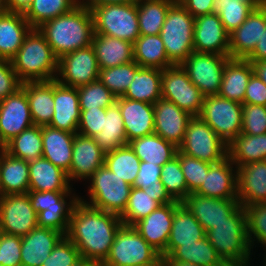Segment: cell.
Segmentation results:
<instances>
[{"instance_id": "1", "label": "cell", "mask_w": 266, "mask_h": 266, "mask_svg": "<svg viewBox=\"0 0 266 266\" xmlns=\"http://www.w3.org/2000/svg\"><path fill=\"white\" fill-rule=\"evenodd\" d=\"M122 224L120 216L79 200L72 210L65 236L77 247L81 257L101 265L108 257L115 234Z\"/></svg>"}, {"instance_id": "2", "label": "cell", "mask_w": 266, "mask_h": 266, "mask_svg": "<svg viewBox=\"0 0 266 266\" xmlns=\"http://www.w3.org/2000/svg\"><path fill=\"white\" fill-rule=\"evenodd\" d=\"M57 58L91 46L94 35L92 12L78 4L68 13L48 20L37 28Z\"/></svg>"}, {"instance_id": "3", "label": "cell", "mask_w": 266, "mask_h": 266, "mask_svg": "<svg viewBox=\"0 0 266 266\" xmlns=\"http://www.w3.org/2000/svg\"><path fill=\"white\" fill-rule=\"evenodd\" d=\"M10 61L22 83L49 81L57 76L58 58L38 29L29 32Z\"/></svg>"}, {"instance_id": "4", "label": "cell", "mask_w": 266, "mask_h": 266, "mask_svg": "<svg viewBox=\"0 0 266 266\" xmlns=\"http://www.w3.org/2000/svg\"><path fill=\"white\" fill-rule=\"evenodd\" d=\"M206 237L225 262H243L251 257L246 212L241 205L227 217L225 222L207 231Z\"/></svg>"}, {"instance_id": "5", "label": "cell", "mask_w": 266, "mask_h": 266, "mask_svg": "<svg viewBox=\"0 0 266 266\" xmlns=\"http://www.w3.org/2000/svg\"><path fill=\"white\" fill-rule=\"evenodd\" d=\"M101 266H163L161 255L129 225L119 228Z\"/></svg>"}, {"instance_id": "6", "label": "cell", "mask_w": 266, "mask_h": 266, "mask_svg": "<svg viewBox=\"0 0 266 266\" xmlns=\"http://www.w3.org/2000/svg\"><path fill=\"white\" fill-rule=\"evenodd\" d=\"M195 18L176 1L166 15L160 32L169 61L181 65L194 51Z\"/></svg>"}, {"instance_id": "7", "label": "cell", "mask_w": 266, "mask_h": 266, "mask_svg": "<svg viewBox=\"0 0 266 266\" xmlns=\"http://www.w3.org/2000/svg\"><path fill=\"white\" fill-rule=\"evenodd\" d=\"M90 202L79 200L96 209L120 216L128 202L132 186L113 173L105 164L88 179Z\"/></svg>"}, {"instance_id": "8", "label": "cell", "mask_w": 266, "mask_h": 266, "mask_svg": "<svg viewBox=\"0 0 266 266\" xmlns=\"http://www.w3.org/2000/svg\"><path fill=\"white\" fill-rule=\"evenodd\" d=\"M94 34L106 35L134 43L140 36L137 2L105 4L94 7Z\"/></svg>"}, {"instance_id": "9", "label": "cell", "mask_w": 266, "mask_h": 266, "mask_svg": "<svg viewBox=\"0 0 266 266\" xmlns=\"http://www.w3.org/2000/svg\"><path fill=\"white\" fill-rule=\"evenodd\" d=\"M227 145L199 116H193L178 150L201 161L216 164L228 157Z\"/></svg>"}, {"instance_id": "10", "label": "cell", "mask_w": 266, "mask_h": 266, "mask_svg": "<svg viewBox=\"0 0 266 266\" xmlns=\"http://www.w3.org/2000/svg\"><path fill=\"white\" fill-rule=\"evenodd\" d=\"M71 191L27 192L37 213L38 227L52 228L66 235L72 210L79 201V196H71ZM68 196L72 197L69 203L66 202Z\"/></svg>"}, {"instance_id": "11", "label": "cell", "mask_w": 266, "mask_h": 266, "mask_svg": "<svg viewBox=\"0 0 266 266\" xmlns=\"http://www.w3.org/2000/svg\"><path fill=\"white\" fill-rule=\"evenodd\" d=\"M199 117L227 144L241 134L242 103L218 94L206 96Z\"/></svg>"}, {"instance_id": "12", "label": "cell", "mask_w": 266, "mask_h": 266, "mask_svg": "<svg viewBox=\"0 0 266 266\" xmlns=\"http://www.w3.org/2000/svg\"><path fill=\"white\" fill-rule=\"evenodd\" d=\"M229 56L193 51L181 64L204 97L218 94Z\"/></svg>"}, {"instance_id": "13", "label": "cell", "mask_w": 266, "mask_h": 266, "mask_svg": "<svg viewBox=\"0 0 266 266\" xmlns=\"http://www.w3.org/2000/svg\"><path fill=\"white\" fill-rule=\"evenodd\" d=\"M161 93L162 98L175 103L191 116L200 115L204 96L191 82L181 65L162 70Z\"/></svg>"}, {"instance_id": "14", "label": "cell", "mask_w": 266, "mask_h": 266, "mask_svg": "<svg viewBox=\"0 0 266 266\" xmlns=\"http://www.w3.org/2000/svg\"><path fill=\"white\" fill-rule=\"evenodd\" d=\"M38 227L28 193L0 196V232L23 237Z\"/></svg>"}, {"instance_id": "15", "label": "cell", "mask_w": 266, "mask_h": 266, "mask_svg": "<svg viewBox=\"0 0 266 266\" xmlns=\"http://www.w3.org/2000/svg\"><path fill=\"white\" fill-rule=\"evenodd\" d=\"M99 71L94 49L89 46L59 58L55 80L65 86L77 88L98 80Z\"/></svg>"}, {"instance_id": "16", "label": "cell", "mask_w": 266, "mask_h": 266, "mask_svg": "<svg viewBox=\"0 0 266 266\" xmlns=\"http://www.w3.org/2000/svg\"><path fill=\"white\" fill-rule=\"evenodd\" d=\"M34 125L26 95V82L0 101V144L4 147L15 136Z\"/></svg>"}, {"instance_id": "17", "label": "cell", "mask_w": 266, "mask_h": 266, "mask_svg": "<svg viewBox=\"0 0 266 266\" xmlns=\"http://www.w3.org/2000/svg\"><path fill=\"white\" fill-rule=\"evenodd\" d=\"M266 29V1L259 3L246 20L229 34V57L246 59Z\"/></svg>"}, {"instance_id": "18", "label": "cell", "mask_w": 266, "mask_h": 266, "mask_svg": "<svg viewBox=\"0 0 266 266\" xmlns=\"http://www.w3.org/2000/svg\"><path fill=\"white\" fill-rule=\"evenodd\" d=\"M207 232L215 225L225 222L239 206L238 199H218L190 193L181 202Z\"/></svg>"}, {"instance_id": "19", "label": "cell", "mask_w": 266, "mask_h": 266, "mask_svg": "<svg viewBox=\"0 0 266 266\" xmlns=\"http://www.w3.org/2000/svg\"><path fill=\"white\" fill-rule=\"evenodd\" d=\"M181 202L174 200L165 205H160L147 217L136 222L133 227L144 240L151 245L161 257H165V249L170 236L175 208Z\"/></svg>"}, {"instance_id": "20", "label": "cell", "mask_w": 266, "mask_h": 266, "mask_svg": "<svg viewBox=\"0 0 266 266\" xmlns=\"http://www.w3.org/2000/svg\"><path fill=\"white\" fill-rule=\"evenodd\" d=\"M153 107L154 133L179 147L183 142L187 124L193 116L164 98L158 99Z\"/></svg>"}, {"instance_id": "21", "label": "cell", "mask_w": 266, "mask_h": 266, "mask_svg": "<svg viewBox=\"0 0 266 266\" xmlns=\"http://www.w3.org/2000/svg\"><path fill=\"white\" fill-rule=\"evenodd\" d=\"M193 34L195 52L229 56V34L216 13L195 17Z\"/></svg>"}, {"instance_id": "22", "label": "cell", "mask_w": 266, "mask_h": 266, "mask_svg": "<svg viewBox=\"0 0 266 266\" xmlns=\"http://www.w3.org/2000/svg\"><path fill=\"white\" fill-rule=\"evenodd\" d=\"M105 152L98 146L93 137L75 133L73 140L72 161L67 177L89 179L97 169L104 165Z\"/></svg>"}, {"instance_id": "23", "label": "cell", "mask_w": 266, "mask_h": 266, "mask_svg": "<svg viewBox=\"0 0 266 266\" xmlns=\"http://www.w3.org/2000/svg\"><path fill=\"white\" fill-rule=\"evenodd\" d=\"M54 114L49 126L77 133L80 121L78 89L65 86L53 79Z\"/></svg>"}, {"instance_id": "24", "label": "cell", "mask_w": 266, "mask_h": 266, "mask_svg": "<svg viewBox=\"0 0 266 266\" xmlns=\"http://www.w3.org/2000/svg\"><path fill=\"white\" fill-rule=\"evenodd\" d=\"M237 199L246 207L266 202V160L237 167Z\"/></svg>"}, {"instance_id": "25", "label": "cell", "mask_w": 266, "mask_h": 266, "mask_svg": "<svg viewBox=\"0 0 266 266\" xmlns=\"http://www.w3.org/2000/svg\"><path fill=\"white\" fill-rule=\"evenodd\" d=\"M127 141L154 133L153 104L117 97Z\"/></svg>"}, {"instance_id": "26", "label": "cell", "mask_w": 266, "mask_h": 266, "mask_svg": "<svg viewBox=\"0 0 266 266\" xmlns=\"http://www.w3.org/2000/svg\"><path fill=\"white\" fill-rule=\"evenodd\" d=\"M233 165L228 157L212 164L195 193L218 199H237V168Z\"/></svg>"}, {"instance_id": "27", "label": "cell", "mask_w": 266, "mask_h": 266, "mask_svg": "<svg viewBox=\"0 0 266 266\" xmlns=\"http://www.w3.org/2000/svg\"><path fill=\"white\" fill-rule=\"evenodd\" d=\"M65 235L55 229L36 227L21 237V266H42Z\"/></svg>"}, {"instance_id": "28", "label": "cell", "mask_w": 266, "mask_h": 266, "mask_svg": "<svg viewBox=\"0 0 266 266\" xmlns=\"http://www.w3.org/2000/svg\"><path fill=\"white\" fill-rule=\"evenodd\" d=\"M74 137L75 133L49 125L42 126V157L68 173L72 161Z\"/></svg>"}, {"instance_id": "29", "label": "cell", "mask_w": 266, "mask_h": 266, "mask_svg": "<svg viewBox=\"0 0 266 266\" xmlns=\"http://www.w3.org/2000/svg\"><path fill=\"white\" fill-rule=\"evenodd\" d=\"M206 237V231L194 215L180 203L174 210L170 236L165 249L169 256L177 247L183 244H195Z\"/></svg>"}, {"instance_id": "30", "label": "cell", "mask_w": 266, "mask_h": 266, "mask_svg": "<svg viewBox=\"0 0 266 266\" xmlns=\"http://www.w3.org/2000/svg\"><path fill=\"white\" fill-rule=\"evenodd\" d=\"M29 191H70L67 173L41 157L28 162Z\"/></svg>"}, {"instance_id": "31", "label": "cell", "mask_w": 266, "mask_h": 266, "mask_svg": "<svg viewBox=\"0 0 266 266\" xmlns=\"http://www.w3.org/2000/svg\"><path fill=\"white\" fill-rule=\"evenodd\" d=\"M94 49L99 69L111 68L134 61L133 43L119 38L94 34Z\"/></svg>"}, {"instance_id": "32", "label": "cell", "mask_w": 266, "mask_h": 266, "mask_svg": "<svg viewBox=\"0 0 266 266\" xmlns=\"http://www.w3.org/2000/svg\"><path fill=\"white\" fill-rule=\"evenodd\" d=\"M32 29L24 13L8 11L0 15V58L11 60Z\"/></svg>"}, {"instance_id": "33", "label": "cell", "mask_w": 266, "mask_h": 266, "mask_svg": "<svg viewBox=\"0 0 266 266\" xmlns=\"http://www.w3.org/2000/svg\"><path fill=\"white\" fill-rule=\"evenodd\" d=\"M253 73V65L250 61L230 58L224 66L218 95L244 104L246 87Z\"/></svg>"}, {"instance_id": "34", "label": "cell", "mask_w": 266, "mask_h": 266, "mask_svg": "<svg viewBox=\"0 0 266 266\" xmlns=\"http://www.w3.org/2000/svg\"><path fill=\"white\" fill-rule=\"evenodd\" d=\"M0 190L1 196L29 191L28 162L11 156L4 149H0Z\"/></svg>"}, {"instance_id": "35", "label": "cell", "mask_w": 266, "mask_h": 266, "mask_svg": "<svg viewBox=\"0 0 266 266\" xmlns=\"http://www.w3.org/2000/svg\"><path fill=\"white\" fill-rule=\"evenodd\" d=\"M26 95L34 125H49L54 114L53 80L26 82Z\"/></svg>"}, {"instance_id": "36", "label": "cell", "mask_w": 266, "mask_h": 266, "mask_svg": "<svg viewBox=\"0 0 266 266\" xmlns=\"http://www.w3.org/2000/svg\"><path fill=\"white\" fill-rule=\"evenodd\" d=\"M128 145L141 161L161 167L171 161L178 151V147L155 133L133 139Z\"/></svg>"}, {"instance_id": "37", "label": "cell", "mask_w": 266, "mask_h": 266, "mask_svg": "<svg viewBox=\"0 0 266 266\" xmlns=\"http://www.w3.org/2000/svg\"><path fill=\"white\" fill-rule=\"evenodd\" d=\"M134 61L143 68L164 70L173 64L169 61L160 34L140 35L133 43Z\"/></svg>"}, {"instance_id": "38", "label": "cell", "mask_w": 266, "mask_h": 266, "mask_svg": "<svg viewBox=\"0 0 266 266\" xmlns=\"http://www.w3.org/2000/svg\"><path fill=\"white\" fill-rule=\"evenodd\" d=\"M228 158L234 166L266 160V133L239 134L228 145Z\"/></svg>"}, {"instance_id": "39", "label": "cell", "mask_w": 266, "mask_h": 266, "mask_svg": "<svg viewBox=\"0 0 266 266\" xmlns=\"http://www.w3.org/2000/svg\"><path fill=\"white\" fill-rule=\"evenodd\" d=\"M133 78L134 80L122 96L123 98L150 104H154L158 99L162 98V70L141 67Z\"/></svg>"}, {"instance_id": "40", "label": "cell", "mask_w": 266, "mask_h": 266, "mask_svg": "<svg viewBox=\"0 0 266 266\" xmlns=\"http://www.w3.org/2000/svg\"><path fill=\"white\" fill-rule=\"evenodd\" d=\"M93 139L105 153L128 145L123 118L116 102L106 108L103 130Z\"/></svg>"}, {"instance_id": "41", "label": "cell", "mask_w": 266, "mask_h": 266, "mask_svg": "<svg viewBox=\"0 0 266 266\" xmlns=\"http://www.w3.org/2000/svg\"><path fill=\"white\" fill-rule=\"evenodd\" d=\"M177 0H138L137 16L140 35L160 34L169 8Z\"/></svg>"}, {"instance_id": "42", "label": "cell", "mask_w": 266, "mask_h": 266, "mask_svg": "<svg viewBox=\"0 0 266 266\" xmlns=\"http://www.w3.org/2000/svg\"><path fill=\"white\" fill-rule=\"evenodd\" d=\"M168 257L174 261L189 262L199 266H223L226 263L207 237L195 241V244H183L177 247Z\"/></svg>"}, {"instance_id": "43", "label": "cell", "mask_w": 266, "mask_h": 266, "mask_svg": "<svg viewBox=\"0 0 266 266\" xmlns=\"http://www.w3.org/2000/svg\"><path fill=\"white\" fill-rule=\"evenodd\" d=\"M11 156L27 162L42 157V126L32 125L10 140L3 148Z\"/></svg>"}, {"instance_id": "44", "label": "cell", "mask_w": 266, "mask_h": 266, "mask_svg": "<svg viewBox=\"0 0 266 266\" xmlns=\"http://www.w3.org/2000/svg\"><path fill=\"white\" fill-rule=\"evenodd\" d=\"M266 0H214V13H216L228 34L235 31L253 11V9Z\"/></svg>"}, {"instance_id": "45", "label": "cell", "mask_w": 266, "mask_h": 266, "mask_svg": "<svg viewBox=\"0 0 266 266\" xmlns=\"http://www.w3.org/2000/svg\"><path fill=\"white\" fill-rule=\"evenodd\" d=\"M79 4L78 0H33L24 16L33 29L48 20L68 13Z\"/></svg>"}, {"instance_id": "46", "label": "cell", "mask_w": 266, "mask_h": 266, "mask_svg": "<svg viewBox=\"0 0 266 266\" xmlns=\"http://www.w3.org/2000/svg\"><path fill=\"white\" fill-rule=\"evenodd\" d=\"M140 162L129 145L105 153V166L131 186L137 177Z\"/></svg>"}, {"instance_id": "47", "label": "cell", "mask_w": 266, "mask_h": 266, "mask_svg": "<svg viewBox=\"0 0 266 266\" xmlns=\"http://www.w3.org/2000/svg\"><path fill=\"white\" fill-rule=\"evenodd\" d=\"M159 206L160 204L153 199V196L145 192L144 189L132 187L127 206L120 215L121 221L124 225L133 226Z\"/></svg>"}, {"instance_id": "48", "label": "cell", "mask_w": 266, "mask_h": 266, "mask_svg": "<svg viewBox=\"0 0 266 266\" xmlns=\"http://www.w3.org/2000/svg\"><path fill=\"white\" fill-rule=\"evenodd\" d=\"M141 67L135 62L100 69L98 79L117 97L123 96Z\"/></svg>"}, {"instance_id": "49", "label": "cell", "mask_w": 266, "mask_h": 266, "mask_svg": "<svg viewBox=\"0 0 266 266\" xmlns=\"http://www.w3.org/2000/svg\"><path fill=\"white\" fill-rule=\"evenodd\" d=\"M80 109L107 108L117 100L115 96L99 79L89 84L77 87Z\"/></svg>"}, {"instance_id": "50", "label": "cell", "mask_w": 266, "mask_h": 266, "mask_svg": "<svg viewBox=\"0 0 266 266\" xmlns=\"http://www.w3.org/2000/svg\"><path fill=\"white\" fill-rule=\"evenodd\" d=\"M160 181L173 200L182 202L190 194L181 170L180 160L176 156L161 167Z\"/></svg>"}, {"instance_id": "51", "label": "cell", "mask_w": 266, "mask_h": 266, "mask_svg": "<svg viewBox=\"0 0 266 266\" xmlns=\"http://www.w3.org/2000/svg\"><path fill=\"white\" fill-rule=\"evenodd\" d=\"M244 209L246 212L247 235L251 248H253L254 241L257 240L266 249V202L251 204L244 207ZM264 259L266 266V256Z\"/></svg>"}, {"instance_id": "52", "label": "cell", "mask_w": 266, "mask_h": 266, "mask_svg": "<svg viewBox=\"0 0 266 266\" xmlns=\"http://www.w3.org/2000/svg\"><path fill=\"white\" fill-rule=\"evenodd\" d=\"M176 157L180 160L181 170L190 193H195L204 182L210 163L188 156L179 150Z\"/></svg>"}, {"instance_id": "53", "label": "cell", "mask_w": 266, "mask_h": 266, "mask_svg": "<svg viewBox=\"0 0 266 266\" xmlns=\"http://www.w3.org/2000/svg\"><path fill=\"white\" fill-rule=\"evenodd\" d=\"M242 134L260 135L266 133V106L242 104Z\"/></svg>"}, {"instance_id": "54", "label": "cell", "mask_w": 266, "mask_h": 266, "mask_svg": "<svg viewBox=\"0 0 266 266\" xmlns=\"http://www.w3.org/2000/svg\"><path fill=\"white\" fill-rule=\"evenodd\" d=\"M80 257L77 247L64 236L43 261L42 266H72Z\"/></svg>"}, {"instance_id": "55", "label": "cell", "mask_w": 266, "mask_h": 266, "mask_svg": "<svg viewBox=\"0 0 266 266\" xmlns=\"http://www.w3.org/2000/svg\"><path fill=\"white\" fill-rule=\"evenodd\" d=\"M21 245V237L0 232V264L21 266Z\"/></svg>"}, {"instance_id": "56", "label": "cell", "mask_w": 266, "mask_h": 266, "mask_svg": "<svg viewBox=\"0 0 266 266\" xmlns=\"http://www.w3.org/2000/svg\"><path fill=\"white\" fill-rule=\"evenodd\" d=\"M80 111V121L77 129L78 134L94 137L95 134L103 130L106 108L80 109Z\"/></svg>"}, {"instance_id": "57", "label": "cell", "mask_w": 266, "mask_h": 266, "mask_svg": "<svg viewBox=\"0 0 266 266\" xmlns=\"http://www.w3.org/2000/svg\"><path fill=\"white\" fill-rule=\"evenodd\" d=\"M21 85L11 61L0 58V101L13 94Z\"/></svg>"}, {"instance_id": "58", "label": "cell", "mask_w": 266, "mask_h": 266, "mask_svg": "<svg viewBox=\"0 0 266 266\" xmlns=\"http://www.w3.org/2000/svg\"><path fill=\"white\" fill-rule=\"evenodd\" d=\"M161 166L149 162H140L139 171L132 187L146 189L161 182Z\"/></svg>"}, {"instance_id": "59", "label": "cell", "mask_w": 266, "mask_h": 266, "mask_svg": "<svg viewBox=\"0 0 266 266\" xmlns=\"http://www.w3.org/2000/svg\"><path fill=\"white\" fill-rule=\"evenodd\" d=\"M244 103L266 106V84L255 73L248 81Z\"/></svg>"}, {"instance_id": "60", "label": "cell", "mask_w": 266, "mask_h": 266, "mask_svg": "<svg viewBox=\"0 0 266 266\" xmlns=\"http://www.w3.org/2000/svg\"><path fill=\"white\" fill-rule=\"evenodd\" d=\"M194 18L214 13V0H177Z\"/></svg>"}, {"instance_id": "61", "label": "cell", "mask_w": 266, "mask_h": 266, "mask_svg": "<svg viewBox=\"0 0 266 266\" xmlns=\"http://www.w3.org/2000/svg\"><path fill=\"white\" fill-rule=\"evenodd\" d=\"M144 191L152 195L153 199L160 205L169 204L174 201L166 192L165 187L161 182H157V185H150L144 189Z\"/></svg>"}, {"instance_id": "62", "label": "cell", "mask_w": 266, "mask_h": 266, "mask_svg": "<svg viewBox=\"0 0 266 266\" xmlns=\"http://www.w3.org/2000/svg\"><path fill=\"white\" fill-rule=\"evenodd\" d=\"M248 61L266 60V29L259 42H257L254 51L246 58Z\"/></svg>"}, {"instance_id": "63", "label": "cell", "mask_w": 266, "mask_h": 266, "mask_svg": "<svg viewBox=\"0 0 266 266\" xmlns=\"http://www.w3.org/2000/svg\"><path fill=\"white\" fill-rule=\"evenodd\" d=\"M78 2L91 11L94 7H98L100 5L135 3L138 2V0H78Z\"/></svg>"}, {"instance_id": "64", "label": "cell", "mask_w": 266, "mask_h": 266, "mask_svg": "<svg viewBox=\"0 0 266 266\" xmlns=\"http://www.w3.org/2000/svg\"><path fill=\"white\" fill-rule=\"evenodd\" d=\"M33 0H6L9 12L25 13L31 6Z\"/></svg>"}, {"instance_id": "65", "label": "cell", "mask_w": 266, "mask_h": 266, "mask_svg": "<svg viewBox=\"0 0 266 266\" xmlns=\"http://www.w3.org/2000/svg\"><path fill=\"white\" fill-rule=\"evenodd\" d=\"M250 62L253 65L254 73L266 84V60Z\"/></svg>"}, {"instance_id": "66", "label": "cell", "mask_w": 266, "mask_h": 266, "mask_svg": "<svg viewBox=\"0 0 266 266\" xmlns=\"http://www.w3.org/2000/svg\"><path fill=\"white\" fill-rule=\"evenodd\" d=\"M163 266H199L194 263L171 260L168 256L161 257Z\"/></svg>"}, {"instance_id": "67", "label": "cell", "mask_w": 266, "mask_h": 266, "mask_svg": "<svg viewBox=\"0 0 266 266\" xmlns=\"http://www.w3.org/2000/svg\"><path fill=\"white\" fill-rule=\"evenodd\" d=\"M72 266H101L98 262L80 257Z\"/></svg>"}, {"instance_id": "68", "label": "cell", "mask_w": 266, "mask_h": 266, "mask_svg": "<svg viewBox=\"0 0 266 266\" xmlns=\"http://www.w3.org/2000/svg\"><path fill=\"white\" fill-rule=\"evenodd\" d=\"M250 260L243 261V262H226L223 266H249Z\"/></svg>"}, {"instance_id": "69", "label": "cell", "mask_w": 266, "mask_h": 266, "mask_svg": "<svg viewBox=\"0 0 266 266\" xmlns=\"http://www.w3.org/2000/svg\"><path fill=\"white\" fill-rule=\"evenodd\" d=\"M8 12L7 6H6V0H0V15H3Z\"/></svg>"}]
</instances>
